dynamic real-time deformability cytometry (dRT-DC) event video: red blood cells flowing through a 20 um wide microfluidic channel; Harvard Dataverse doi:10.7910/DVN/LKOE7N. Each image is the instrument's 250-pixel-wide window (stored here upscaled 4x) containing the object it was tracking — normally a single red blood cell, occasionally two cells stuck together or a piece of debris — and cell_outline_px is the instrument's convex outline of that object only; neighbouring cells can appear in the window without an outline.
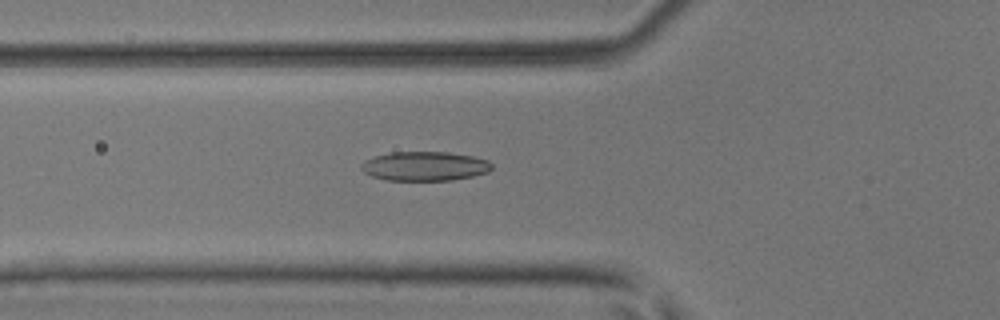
{"species": "common noctule bat (a hibernating species)", "species_latin": "Nyctalus noctula", "temperature_condition": "room temperature", "stored_images_in_passage": 25, "camera_frame_rate_fps": 3000, "um_per_image_px": 0.085, "animal": {"sex": "male", "body_mass_g": 17.9, "forearm_length_mm": 54.2}, "frame": {"image": 1, "passage_image": 5, "time_ms": 1.333, "image_size_px": [1000, 320], "cell_outline_px": [[492, 168], [488, 172], [472, 176], [452, 180], [384, 180], [372, 176], [364, 172], [360, 168], [360, 164], [364, 160], [388, 152], [448, 152], [472, 156], [488, 160], [492, 164]], "centroid_in_image_um": [36.08, 14.12], "position_along_channel_um": 89.7, "area_um2": 22.31}}
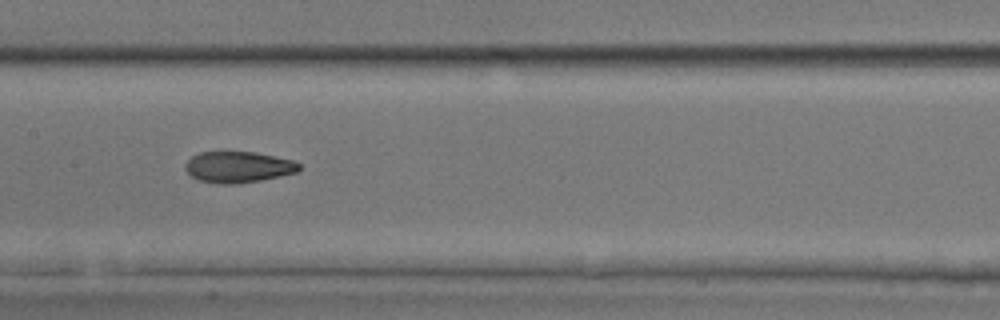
{"frame": {"image": 2, "passage_image": 12, "time_ms": 3.667, "image_size_px": [1000, 320], "cell_outline_px": [[300, 168], [296, 172], [280, 176], [260, 180], [236, 184], [216, 184], [200, 180], [192, 176], [184, 168], [184, 164], [192, 156], [200, 152], [256, 152], [292, 160], [300, 164]], "centroid_in_image_um": [20.23, 14.2], "position_along_channel_um": 187.2, "area_um2": 20.58}}
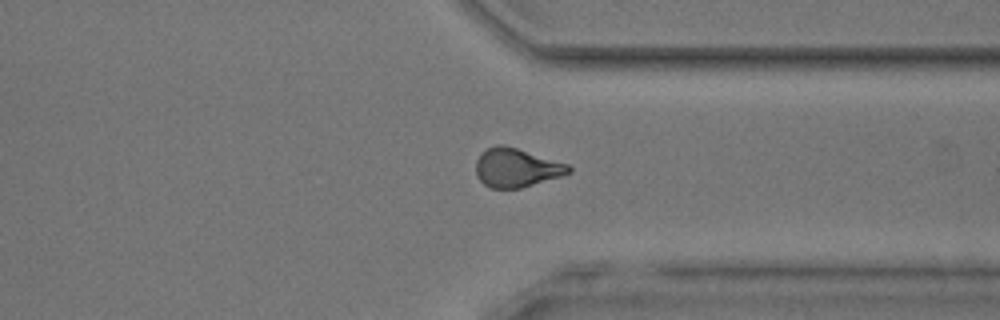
{"frame": {"image": 3, "passage_image": 25, "time_ms": 8.0, "image_size_px": [1000, 320], "cell_outline_px": [[572, 172], [560, 176], [520, 188], [488, 188], [480, 180], [476, 172], [476, 160], [488, 148], [496, 144], [504, 144], [568, 164], [572, 168]], "centroid_in_image_um": [43.89, 14.25], "position_along_channel_um": 367.5, "area_um2": 20.75}, "authors_computed_cell_mechanics": {"area_um2": 20.808, "velocity_mm_per_s": 4.1589, "shape_relaxation_time_tau1_ms": null, "shape_relaxation_time_tau2_ms": 3.1021, "deformation_change_tau1": null, "deformation_change_tau2": 0.1039}}